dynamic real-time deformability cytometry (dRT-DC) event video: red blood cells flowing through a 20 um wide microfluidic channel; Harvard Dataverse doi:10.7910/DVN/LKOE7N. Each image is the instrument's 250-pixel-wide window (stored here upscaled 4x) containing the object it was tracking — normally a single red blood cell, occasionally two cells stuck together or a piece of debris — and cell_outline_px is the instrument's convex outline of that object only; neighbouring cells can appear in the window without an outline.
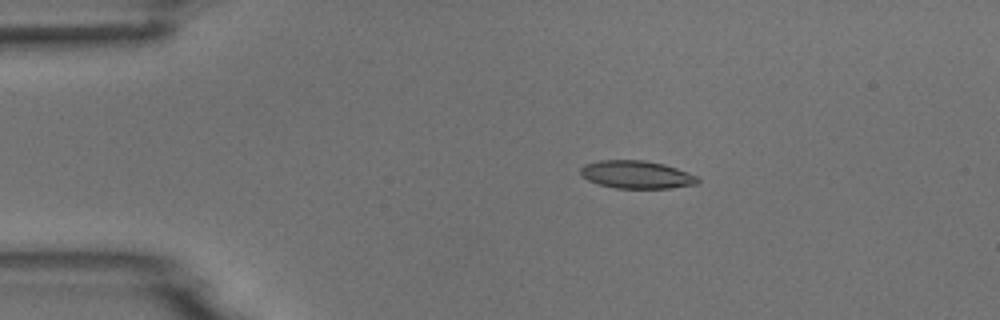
{"species": "common noctule bat (a hibernating species)", "species_latin": "Nyctalus noctula", "temperature_condition": "room temperature", "stored_images_in_passage": 8, "camera_frame_rate_fps": 3000, "um_per_image_px": 0.085, "animal": {"sex": "male", "body_mass_g": 18.8}, "frame": {"image": 1, "passage_image": 2, "time_ms": 1.333, "image_size_px": [1000, 320], "cell_outline_px": [[700, 180], [696, 184], [668, 188], [616, 188], [600, 184], [588, 180], [580, 172], [580, 168], [584, 164], [600, 160], [644, 160], [664, 164], [676, 168], [696, 176]], "centroid_in_image_um": [54.09, 14.83], "position_along_channel_um": 30.9, "area_um2": 18.79}}
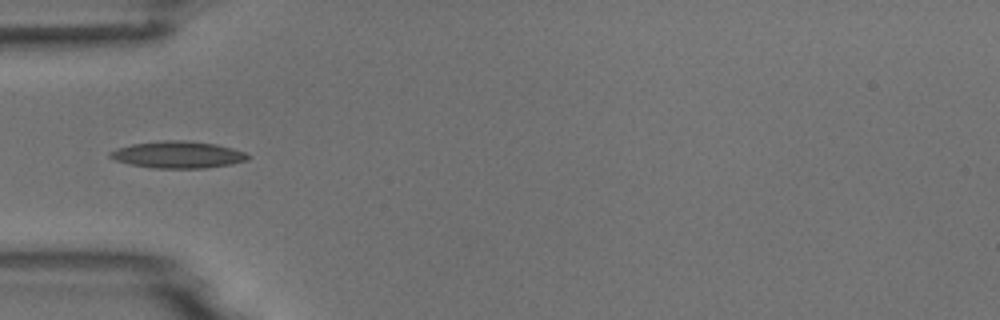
{"frame": {"image": 2, "passage_image": 4, "time_ms": 3.667, "image_size_px": [1000, 320], "cell_outline_px": [[248, 160], [232, 164], [204, 168], [152, 168], [132, 164], [116, 160], [108, 156], [108, 152], [116, 148], [132, 144], [160, 140], [184, 140], [216, 144], [232, 148], [244, 152], [248, 156]], "centroid_in_image_um": [15.1, 13.14], "position_along_channel_um": 69.9, "area_um2": 21.56}}